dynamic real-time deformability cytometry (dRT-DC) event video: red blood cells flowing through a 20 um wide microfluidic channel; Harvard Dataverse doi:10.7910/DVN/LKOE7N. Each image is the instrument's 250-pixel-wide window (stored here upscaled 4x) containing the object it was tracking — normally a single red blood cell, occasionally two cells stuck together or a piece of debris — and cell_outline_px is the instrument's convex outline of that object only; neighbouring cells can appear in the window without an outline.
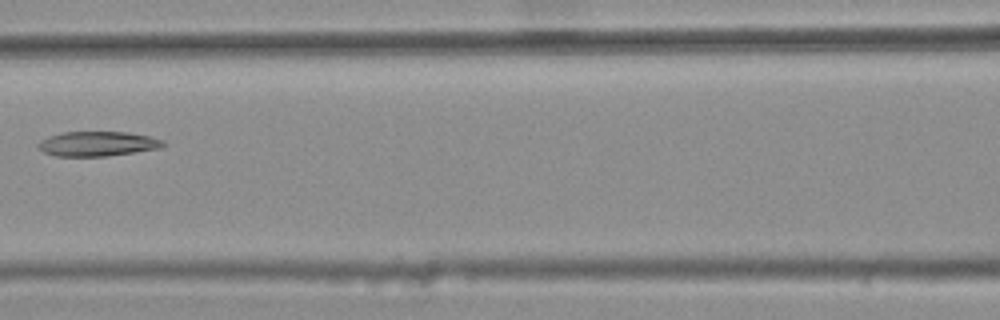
{"species": "common noctule bat (a hibernating species)", "species_latin": "Nyctalus noctula", "temperature_condition": "warm", "stored_images_in_passage": 4, "camera_frame_rate_fps": 3000, "um_per_image_px": 0.085, "animal": {"sex": "female", "body_mass_g": 25.1}, "frame": {"image": 1, "passage_image": 3, "time_ms": 0.667, "image_size_px": [1000, 320], "cell_outline_px": [[164, 144], [160, 148], [104, 156], [56, 156], [44, 152], [36, 144], [40, 140], [48, 136], [60, 132], [128, 132], [148, 136], [164, 140]], "centroid_in_image_um": [8.25, 12.21], "position_along_channel_um": 158.4, "area_um2": 17.86}}
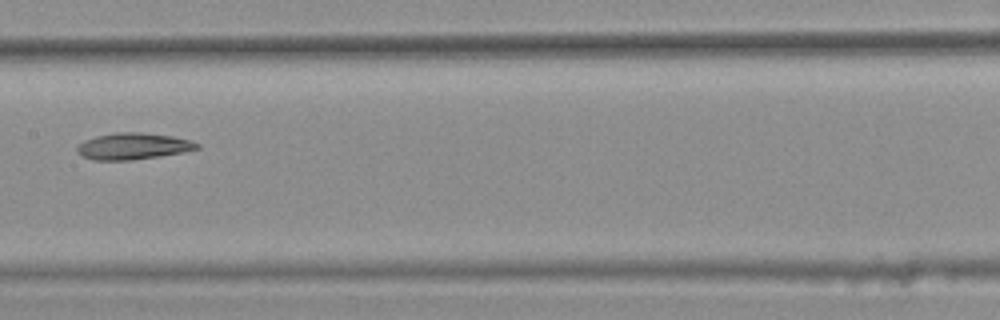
{"frame": {"image": 2, "passage_image": 4, "time_ms": 1.0, "image_size_px": [1000, 320], "cell_outline_px": [[200, 148], [184, 152], [160, 156], [132, 160], [92, 160], [76, 152], [76, 148], [84, 140], [96, 136], [112, 132], [144, 132], [172, 136], [188, 140], [200, 144]], "centroid_in_image_um": [11.31, 12.42], "position_along_channel_um": 196.1, "area_um2": 18.61}}